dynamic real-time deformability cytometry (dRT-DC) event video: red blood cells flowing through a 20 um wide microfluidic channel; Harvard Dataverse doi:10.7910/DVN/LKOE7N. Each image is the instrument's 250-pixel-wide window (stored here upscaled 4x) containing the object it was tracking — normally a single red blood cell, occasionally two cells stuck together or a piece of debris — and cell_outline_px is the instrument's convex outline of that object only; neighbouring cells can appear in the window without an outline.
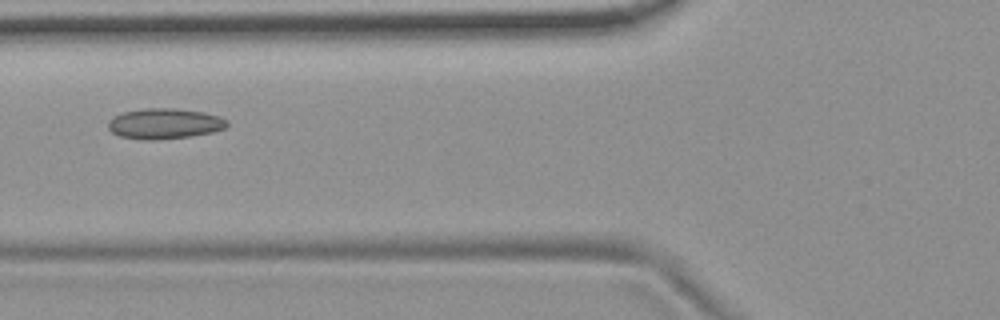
{"species": "common noctule bat (a hibernating species)", "species_latin": "Nyctalus noctula", "temperature_condition": "room temperature", "stored_images_in_passage": 8, "camera_frame_rate_fps": 3000, "um_per_image_px": 0.085, "animal": {"sex": "female", "body_mass_g": 19.9}, "frame": {"image": 1, "passage_image": 3, "time_ms": 2.333, "image_size_px": [1000, 320], "cell_outline_px": [[228, 124], [224, 128], [212, 132], [188, 136], [152, 140], [144, 140], [120, 136], [112, 132], [108, 128], [108, 120], [124, 112], [144, 108], [176, 108], [204, 112], [220, 116], [228, 120]], "centroid_in_image_um": [13.99, 10.5], "position_along_channel_um": 111.8, "area_um2": 21.04}}
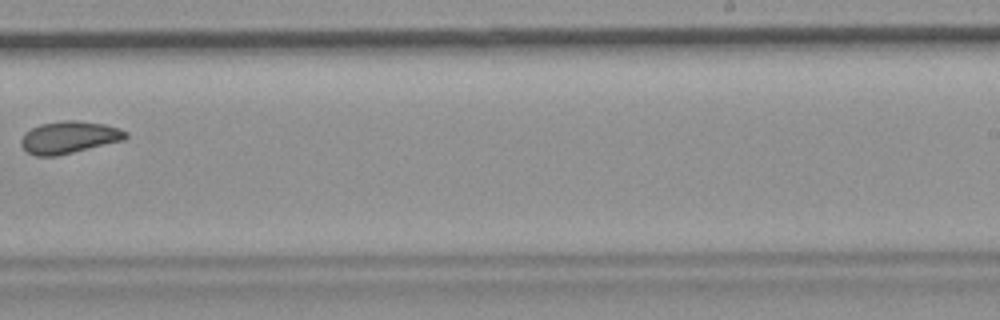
{"frame": {"image": 2, "passage_image": 7, "time_ms": 7.0, "image_size_px": [1000, 320], "cell_outline_px": [[128, 136], [124, 140], [56, 156], [36, 156], [28, 152], [20, 144], [20, 140], [24, 132], [40, 124], [60, 120], [76, 120], [104, 124], [120, 128], [128, 132]], "centroid_in_image_um": [5.87, 11.66], "position_along_channel_um": 283.1, "area_um2": 19.71}}
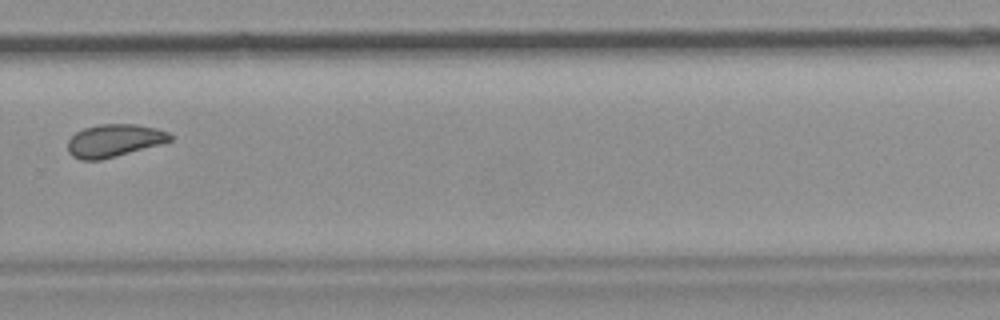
{"frame": {"image": 3, "passage_image": 8, "time_ms": 8.0, "image_size_px": [1000, 320], "cell_outline_px": [[172, 140], [160, 144], [116, 156], [100, 160], [80, 160], [72, 156], [68, 152], [68, 140], [76, 132], [84, 128], [100, 124], [136, 124], [156, 128], [168, 132], [172, 136]], "centroid_in_image_um": [9.68, 11.95], "position_along_channel_um": 320.1, "area_um2": 19.42}}